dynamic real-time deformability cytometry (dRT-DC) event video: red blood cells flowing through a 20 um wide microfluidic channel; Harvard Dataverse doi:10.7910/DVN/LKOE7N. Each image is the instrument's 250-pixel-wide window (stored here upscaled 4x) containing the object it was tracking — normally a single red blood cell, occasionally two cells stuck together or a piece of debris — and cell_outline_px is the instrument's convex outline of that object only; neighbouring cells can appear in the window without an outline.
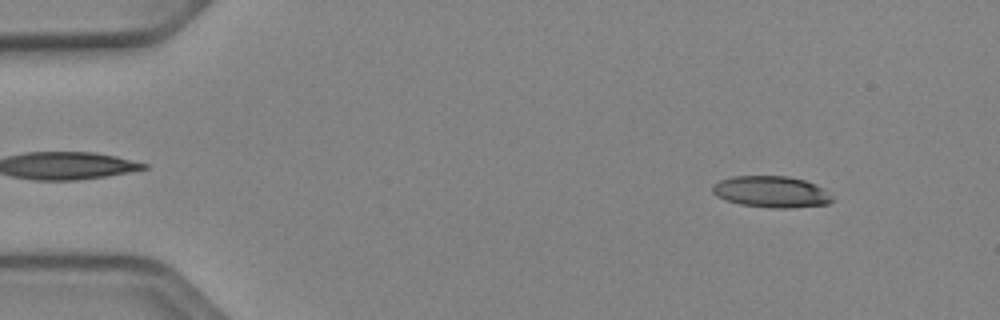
{"species": "Egyptian fruit bat (a non-hibernating species)", "species_latin": "Rousettus aegyptiacus", "temperature_condition": "cold", "stored_images_in_passage": 52, "camera_frame_rate_fps": 3000, "um_per_image_px": 0.085, "animal": {"sex": "female"}, "frame": {"image": 1, "passage_image": 6, "time_ms": 1.667, "image_size_px": [1000, 320], "cell_outline_px": [[832, 200], [828, 204], [792, 208], [772, 208], [740, 204], [724, 200], [716, 196], [712, 192], [712, 184], [720, 180], [732, 176], [788, 176], [804, 180], [816, 184], [824, 188], [832, 196]], "centroid_in_image_um": [65.55, 16.3], "position_along_channel_um": 19.5, "area_um2": 22.14}}
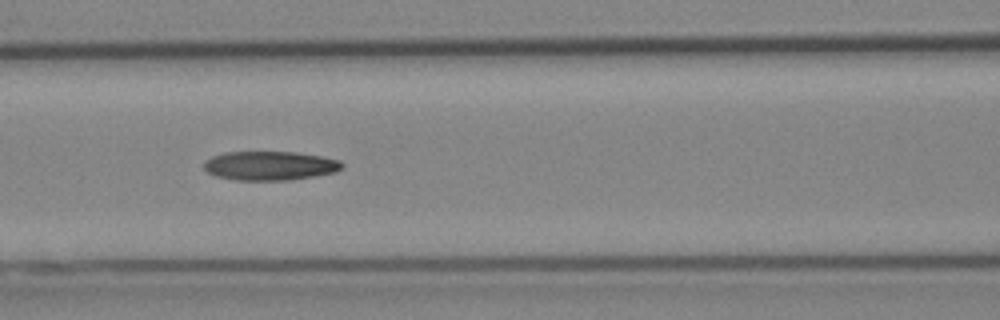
{"frame": {"image": 2, "passage_image": 23, "time_ms": 7.333, "image_size_px": [1000, 320], "cell_outline_px": [[344, 168], [336, 172], [288, 180], [236, 180], [216, 176], [208, 172], [204, 168], [204, 160], [212, 156], [224, 152], [296, 152], [320, 156], [340, 160], [344, 164]], "centroid_in_image_um": [22.94, 14.08], "position_along_channel_um": 143.7, "area_um2": 23.41}}
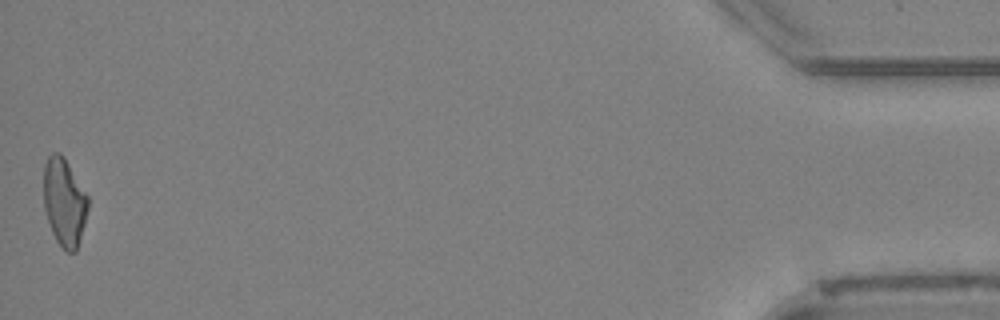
{"frame": {"image": 3, "passage_image": 52, "time_ms": 17.0, "image_size_px": [1000, 320], "cell_outline_px": [[88, 208], [84, 224], [76, 252], [68, 252], [56, 240], [52, 232], [44, 208], [44, 164], [48, 156], [52, 152], [60, 152], [64, 156], [88, 196]], "centroid_in_image_um": [5.46, 17.14], "position_along_channel_um": 429.7, "area_um2": 22.6}, "authors_computed_cell_mechanics": {"area_um2": 23.2356, "velocity_mm_per_s": 3.9178, "shape_relaxation_time_tau1_ms": 7.06, "shape_relaxation_time_tau2_ms": 5.8678, "deformation_change_tau1": 0.1942, "deformation_change_tau2": 0.1637}}